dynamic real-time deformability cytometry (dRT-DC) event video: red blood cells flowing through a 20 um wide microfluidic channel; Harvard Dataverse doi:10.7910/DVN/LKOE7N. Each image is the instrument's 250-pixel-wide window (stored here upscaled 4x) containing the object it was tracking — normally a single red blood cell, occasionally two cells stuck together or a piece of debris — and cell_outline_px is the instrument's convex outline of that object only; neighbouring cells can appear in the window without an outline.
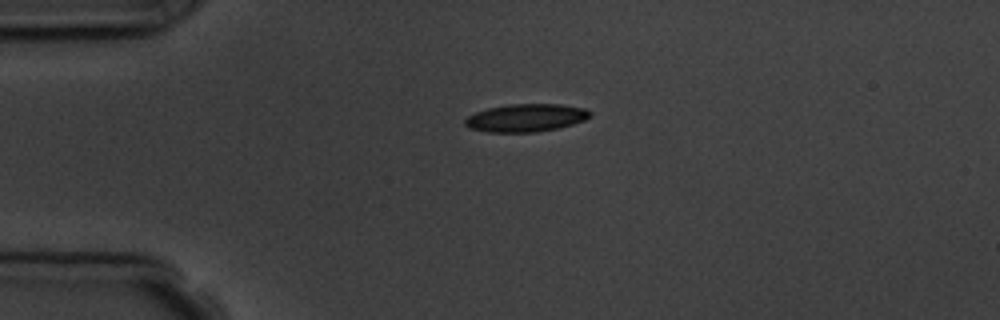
{"species": "common noctule bat (a hibernating species)", "species_latin": "Nyctalus noctula", "temperature_condition": "room temperature", "stored_images_in_passage": 2, "camera_frame_rate_fps": 3000, "um_per_image_px": 0.085, "animal": {"sex": "male", "body_mass_g": 19.5, "forearm_length_mm": 54.6}, "frame": {"image": 1, "passage_image": 1, "time_ms": 0.0, "image_size_px": [1000, 320], "cell_outline_px": [[592, 116], [584, 120], [572, 124], [556, 128], [536, 132], [488, 132], [468, 128], [464, 124], [464, 120], [468, 116], [476, 112], [488, 108], [508, 104], [560, 104], [584, 108], [592, 112]], "centroid_in_image_um": [44.7, 10.01], "position_along_channel_um": 40.3, "area_um2": 20.29}}